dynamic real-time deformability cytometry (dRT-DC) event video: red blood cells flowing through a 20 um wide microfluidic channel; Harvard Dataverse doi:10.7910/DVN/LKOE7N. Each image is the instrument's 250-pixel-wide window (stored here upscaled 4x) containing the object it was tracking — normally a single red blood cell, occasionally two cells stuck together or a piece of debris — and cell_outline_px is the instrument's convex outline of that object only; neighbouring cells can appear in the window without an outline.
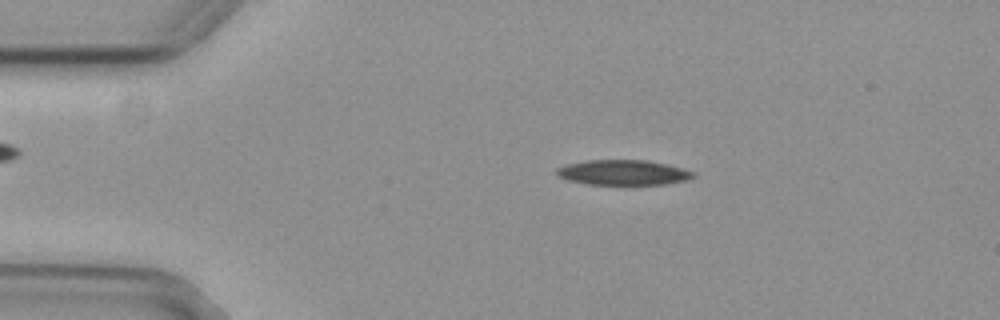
{"species": "common noctule bat (a hibernating species)", "species_latin": "Nyctalus noctula", "temperature_condition": "cold", "stored_images_in_passage": 54, "camera_frame_rate_fps": 3000, "um_per_image_px": 0.085, "animal": {"sex": "female", "body_mass_g": 29.2, "forearm_length_mm": 56.3}, "frame": {"image": 1, "passage_image": 10, "time_ms": 3.0, "image_size_px": [1000, 320], "cell_outline_px": [[696, 176], [684, 180], [664, 184], [588, 184], [568, 180], [560, 176], [556, 172], [556, 168], [568, 164], [588, 160], [648, 160], [696, 172]], "centroid_in_image_um": [52.97, 14.66], "position_along_channel_um": 32.0, "area_um2": 19.65}}
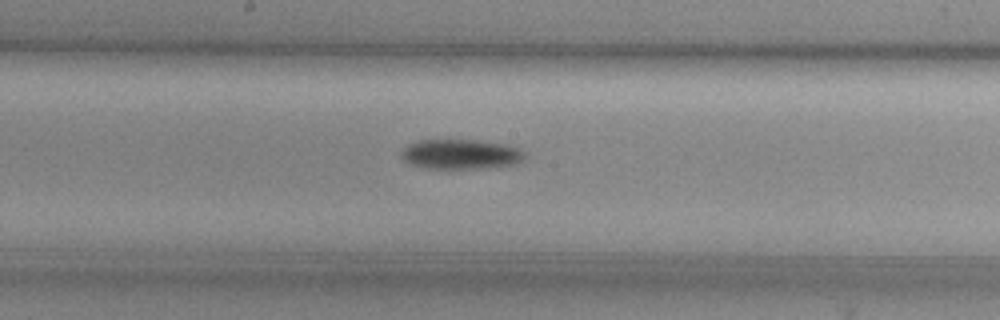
{"frame": {"image": 2, "passage_image": 28, "time_ms": 9.0, "image_size_px": [1000, 320], "cell_outline_px": [[528, 156], [524, 160], [516, 164], [488, 168], [424, 168], [412, 164], [404, 160], [400, 156], [400, 152], [408, 144], [420, 140], [476, 140], [508, 144], [528, 152]], "centroid_in_image_um": [39.24, 13.1], "position_along_channel_um": 209.0, "area_um2": 21.79}}
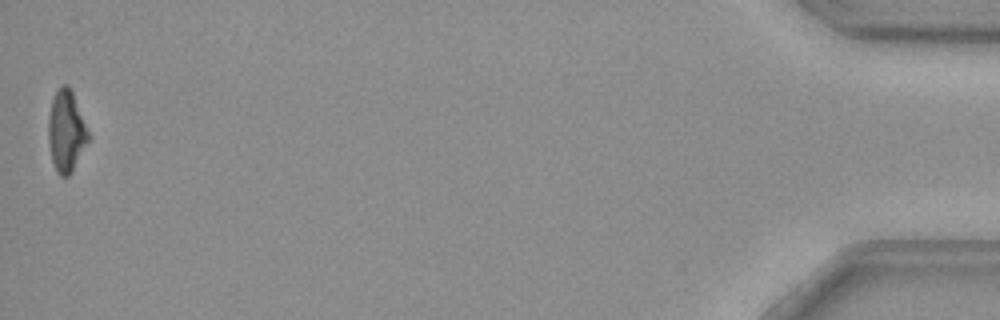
{"frame": {"image": 3, "passage_image": 54, "time_ms": 17.667, "image_size_px": [1000, 320], "cell_outline_px": [[92, 136], [72, 172], [68, 176], [60, 176], [56, 172], [52, 160], [48, 140], [48, 120], [52, 100], [56, 88], [60, 84], [68, 84], [72, 92]], "centroid_in_image_um": [5.65, 11.15], "position_along_channel_um": 429.5, "area_um2": 19.36}, "authors_computed_cell_mechanics": {"area_um2": 20.9236, "velocity_mm_per_s": 3.7269, "shape_relaxation_time_tau1_ms": 4.9787, "shape_relaxation_time_tau2_ms": null, "deformation_change_tau1": 0.1404, "deformation_change_tau2": null}}